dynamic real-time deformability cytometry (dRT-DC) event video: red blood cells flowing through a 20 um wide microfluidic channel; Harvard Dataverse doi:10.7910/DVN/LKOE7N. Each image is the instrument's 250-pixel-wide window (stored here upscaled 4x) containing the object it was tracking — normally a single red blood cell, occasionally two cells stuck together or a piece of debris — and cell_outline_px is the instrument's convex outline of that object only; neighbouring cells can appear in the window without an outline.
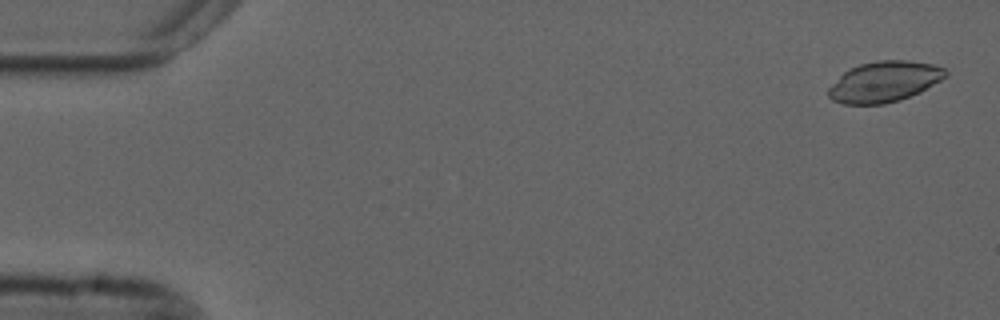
{"species": "common noctule bat (a hibernating species)", "species_latin": "Nyctalus noctula", "temperature_condition": "cold", "stored_images_in_passage": 20, "camera_frame_rate_fps": 3000, "um_per_image_px": 0.085, "animal": {"sex": "male", "forearm_length_mm": 52.5}, "frame": {"image": 1, "passage_image": 2, "time_ms": 0.333, "image_size_px": [1000, 320], "cell_outline_px": [[948, 76], [920, 92], [900, 100], [884, 104], [844, 104], [832, 100], [828, 96], [828, 88], [848, 68], [860, 64], [876, 60], [908, 60], [932, 64], [944, 68], [948, 72]], "centroid_in_image_um": [75.17, 6.94], "position_along_channel_um": 9.8, "area_um2": 27.86}}
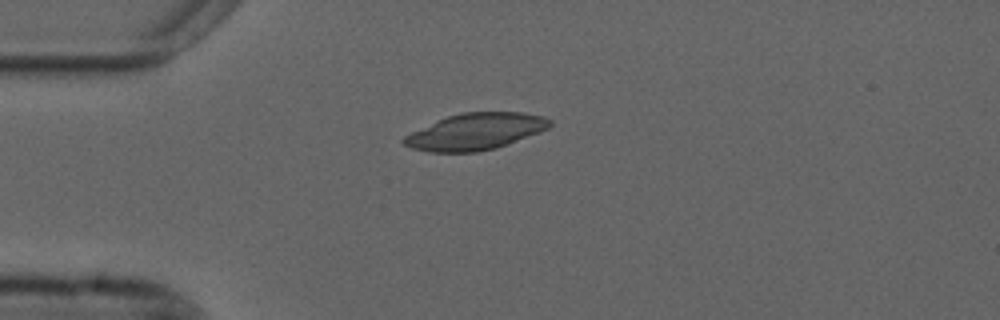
{"frame": {"image": 2, "passage_image": 14, "time_ms": 4.333, "image_size_px": [1000, 320], "cell_outline_px": [[552, 124], [548, 128], [540, 132], [496, 148], [476, 152], [428, 152], [412, 148], [404, 144], [400, 140], [404, 136], [412, 132], [448, 116], [460, 112], [524, 112], [544, 116], [552, 120]], "centroid_in_image_um": [40.44, 11.18], "position_along_channel_um": 44.6, "area_um2": 30.98}}